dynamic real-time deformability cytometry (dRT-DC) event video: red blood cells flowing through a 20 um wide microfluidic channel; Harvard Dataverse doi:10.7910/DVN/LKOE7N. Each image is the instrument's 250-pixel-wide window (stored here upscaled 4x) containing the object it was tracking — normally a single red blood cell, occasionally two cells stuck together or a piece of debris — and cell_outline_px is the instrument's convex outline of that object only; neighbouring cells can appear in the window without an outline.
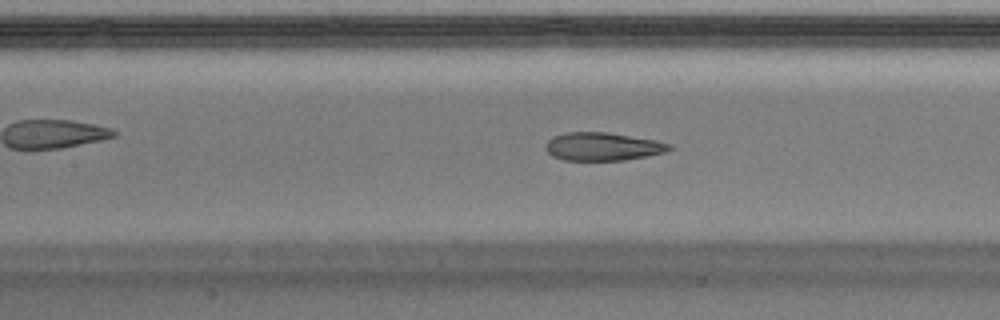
{"species": "Egyptian fruit bat (a non-hibernating species)", "species_latin": "Rousettus aegyptiacus", "temperature_condition": "warm", "stored_images_in_passage": 49, "camera_frame_rate_fps": 3000, "um_per_image_px": 0.085, "animal": {"sex": "male"}, "frame": {"image": 1, "passage_image": 22, "time_ms": 7.0, "image_size_px": [1000, 320], "cell_outline_px": [[676, 148], [664, 152], [624, 160], [564, 160], [552, 156], [544, 148], [548, 140], [552, 136], [568, 132], [608, 132], [656, 140], [672, 144]], "centroid_in_image_um": [51.24, 12.45], "position_along_channel_um": 156.2, "area_um2": 20.35}}
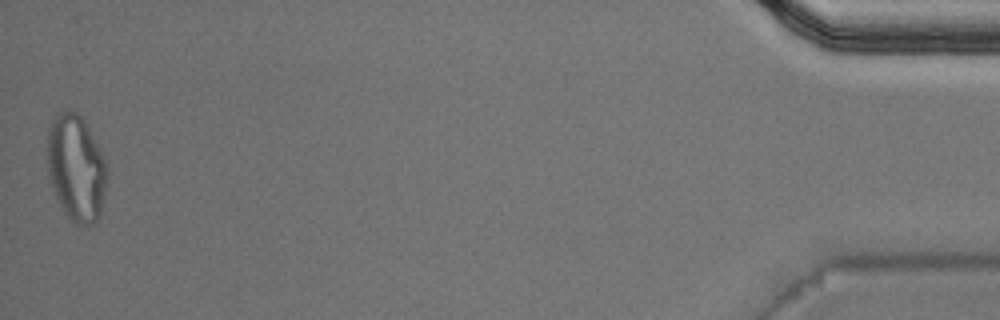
{"frame": {"image": 2, "passage_image": 49, "time_ms": 16.0, "image_size_px": [1000, 320], "cell_outline_px": [[108, 176], [100, 216], [92, 224], [76, 224], [64, 212], [56, 196], [48, 176], [48, 128], [56, 112], [76, 112], [84, 120], [108, 168]], "centroid_in_image_um": [6.47, 14.29], "position_along_channel_um": 428.7, "area_um2": 36.59}, "authors_computed_cell_mechanics": {"area_um2": 21.4438, "velocity_mm_per_s": 4.0452, "shape_relaxation_time_tau1_ms": 5.4898, "shape_relaxation_time_tau2_ms": 1.4388, "deformation_change_tau1": 0.2458, "deformation_change_tau2": 0.099}}